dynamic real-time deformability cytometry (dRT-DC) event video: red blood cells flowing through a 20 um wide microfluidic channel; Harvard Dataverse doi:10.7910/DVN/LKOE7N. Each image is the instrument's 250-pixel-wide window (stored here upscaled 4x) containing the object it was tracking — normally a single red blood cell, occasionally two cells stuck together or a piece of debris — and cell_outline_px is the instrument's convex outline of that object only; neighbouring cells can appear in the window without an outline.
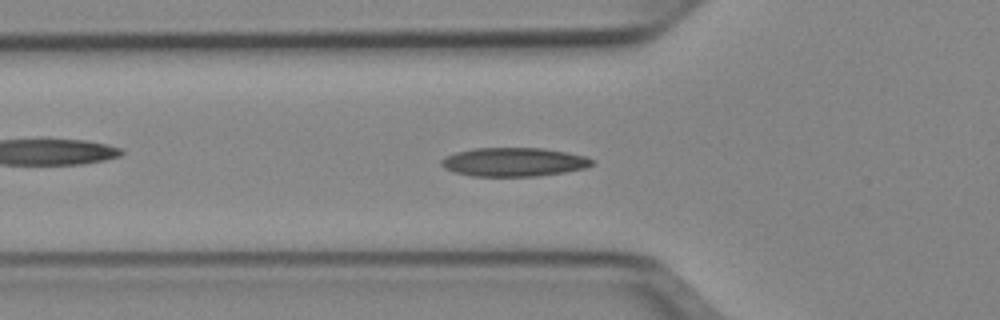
{"species": "Egyptian fruit bat (a non-hibernating species)", "species_latin": "Rousettus aegyptiacus", "temperature_condition": "cold", "stored_images_in_passage": 46, "camera_frame_rate_fps": 3000, "um_per_image_px": 0.085, "animal": {"sex": "female"}, "frame": {"image": 1, "passage_image": 17, "time_ms": 5.333, "image_size_px": [1000, 320], "cell_outline_px": [[596, 160], [592, 164], [584, 168], [564, 172], [536, 176], [472, 176], [456, 172], [444, 168], [440, 164], [440, 160], [444, 156], [456, 152], [472, 148], [544, 148], [568, 152], [584, 156]], "centroid_in_image_um": [43.65, 13.76], "position_along_channel_um": 82.1, "area_um2": 25.32}}
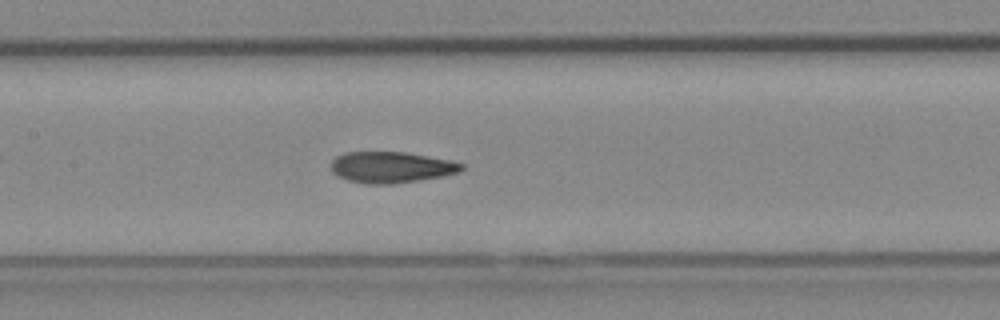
{"frame": {"image": 2, "passage_image": 24, "time_ms": 7.667, "image_size_px": [1000, 320], "cell_outline_px": [[464, 168], [460, 172], [440, 176], [392, 184], [368, 184], [348, 180], [336, 176], [332, 172], [332, 160], [336, 156], [344, 152], [404, 152], [448, 160], [464, 164]], "centroid_in_image_um": [33.21, 14.21], "position_along_channel_um": 174.2, "area_um2": 23.47}}
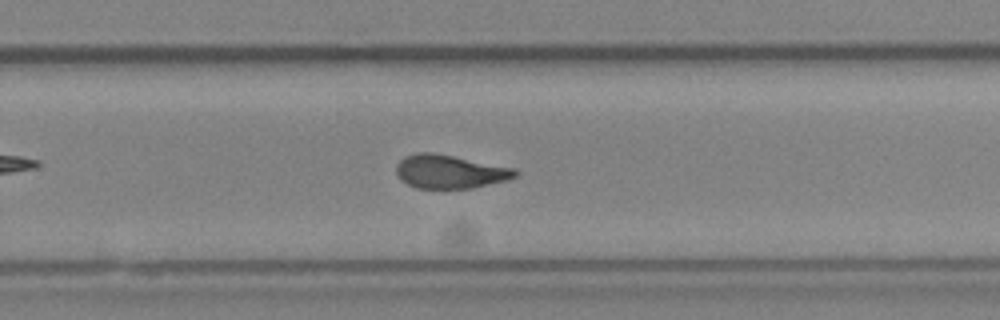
{"frame": {"image": 3, "passage_image": 33, "time_ms": 10.667, "image_size_px": [1000, 320], "cell_outline_px": [[516, 176], [508, 180], [472, 188], [416, 188], [408, 184], [396, 172], [396, 164], [404, 156], [416, 152], [432, 152], [516, 168]], "centroid_in_image_um": [38.24, 14.58], "position_along_channel_um": 291.6, "area_um2": 23.12}}